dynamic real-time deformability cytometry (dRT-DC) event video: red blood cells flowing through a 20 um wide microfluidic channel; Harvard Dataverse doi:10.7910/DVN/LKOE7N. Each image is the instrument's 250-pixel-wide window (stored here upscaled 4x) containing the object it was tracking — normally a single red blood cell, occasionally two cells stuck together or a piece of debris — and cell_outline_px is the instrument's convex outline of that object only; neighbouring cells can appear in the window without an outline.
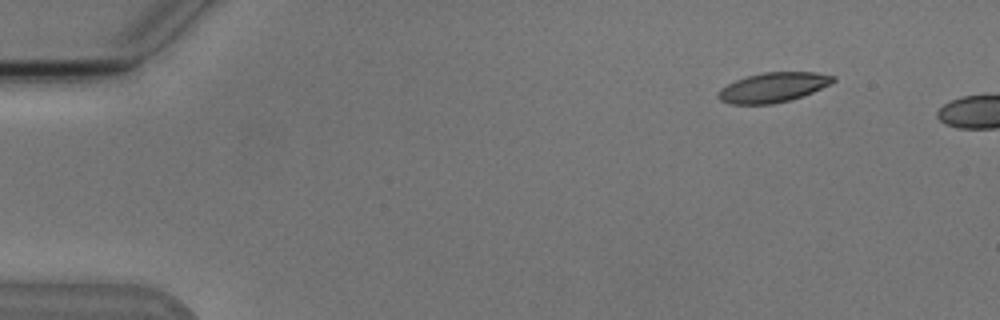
{"species": "Egyptian fruit bat (a non-hibernating species)", "species_latin": "Rousettus aegyptiacus", "temperature_condition": "cold", "stored_images_in_passage": 2, "camera_frame_rate_fps": 3000, "um_per_image_px": 0.085, "animal": {"sex": "male"}, "frame": {"image": 1, "passage_image": 1, "time_ms": 0.0, "image_size_px": [1000, 320], "cell_outline_px": [[836, 80], [832, 84], [812, 92], [788, 100], [772, 104], [732, 104], [720, 100], [716, 96], [720, 88], [736, 80], [748, 76], [764, 72], [816, 72], [836, 76]], "centroid_in_image_um": [65.73, 7.42], "position_along_channel_um": 19.3, "area_um2": 19.83}}